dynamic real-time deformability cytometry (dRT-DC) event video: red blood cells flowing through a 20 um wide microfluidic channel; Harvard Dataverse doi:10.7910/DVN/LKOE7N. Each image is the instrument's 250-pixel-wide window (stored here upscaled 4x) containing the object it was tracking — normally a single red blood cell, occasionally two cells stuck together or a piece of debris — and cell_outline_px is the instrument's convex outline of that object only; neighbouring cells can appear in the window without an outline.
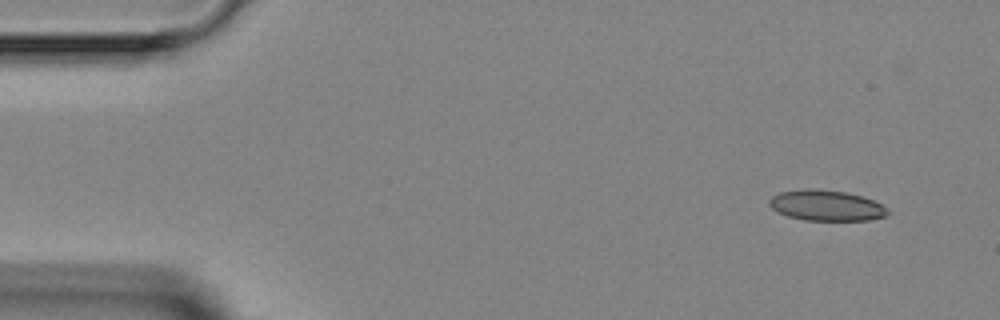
{"species": "Egyptian fruit bat (a non-hibernating species)", "species_latin": "Rousettus aegyptiacus", "temperature_condition": "room temperature", "stored_images_in_passage": 6, "camera_frame_rate_fps": 3000, "um_per_image_px": 0.085, "animal": {"sex": "female"}, "frame": {"image": 1, "passage_image": 1, "time_ms": 0.0, "image_size_px": [1000, 320], "cell_outline_px": [[888, 216], [868, 220], [804, 220], [788, 216], [772, 208], [768, 204], [768, 200], [772, 196], [780, 192], [804, 188], [816, 188], [844, 192], [864, 196], [880, 204], [888, 212]], "centroid_in_image_um": [70.21, 17.45], "position_along_channel_um": 14.8, "area_um2": 21.1}}
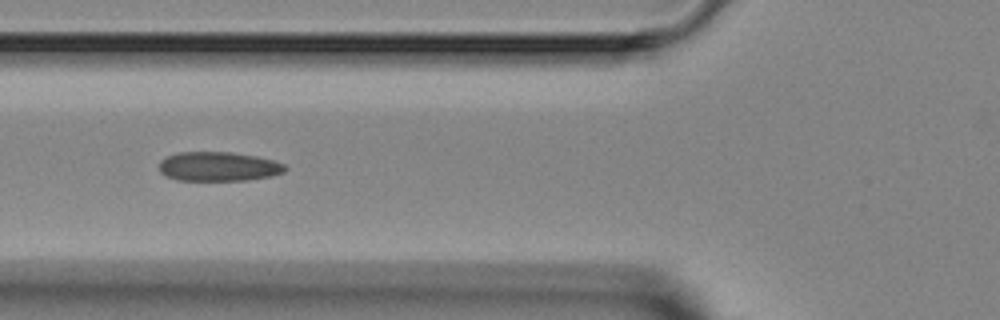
{"frame": {"image": 2, "passage_image": 5, "time_ms": 4.667, "image_size_px": [1000, 320], "cell_outline_px": [[288, 168], [284, 172], [272, 176], [248, 180], [176, 180], [160, 172], [160, 160], [168, 156], [180, 152], [232, 152], [256, 156], [272, 160], [284, 164]], "centroid_in_image_um": [18.6, 14.15], "position_along_channel_um": 107.2, "area_um2": 21.44}}
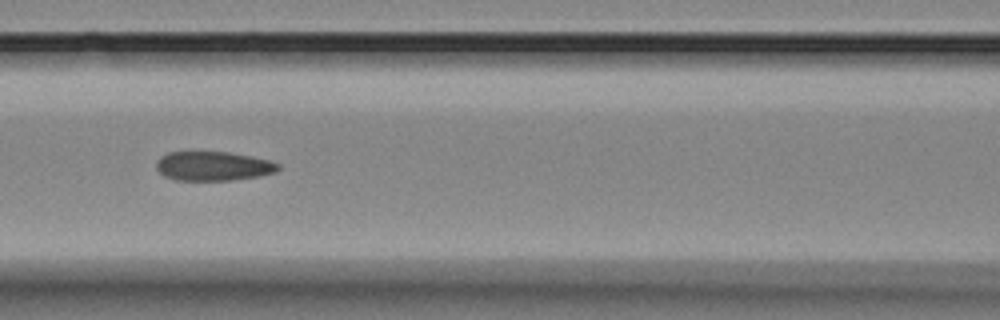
{"frame": {"image": 3, "passage_image": 6, "time_ms": 5.667, "image_size_px": [1000, 320], "cell_outline_px": [[280, 168], [276, 172], [256, 176], [228, 180], [176, 180], [164, 176], [156, 168], [156, 160], [160, 156], [168, 152], [228, 152], [252, 156], [268, 160], [280, 164]], "centroid_in_image_um": [18.09, 14.11], "position_along_channel_um": 148.5, "area_um2": 20.69}}